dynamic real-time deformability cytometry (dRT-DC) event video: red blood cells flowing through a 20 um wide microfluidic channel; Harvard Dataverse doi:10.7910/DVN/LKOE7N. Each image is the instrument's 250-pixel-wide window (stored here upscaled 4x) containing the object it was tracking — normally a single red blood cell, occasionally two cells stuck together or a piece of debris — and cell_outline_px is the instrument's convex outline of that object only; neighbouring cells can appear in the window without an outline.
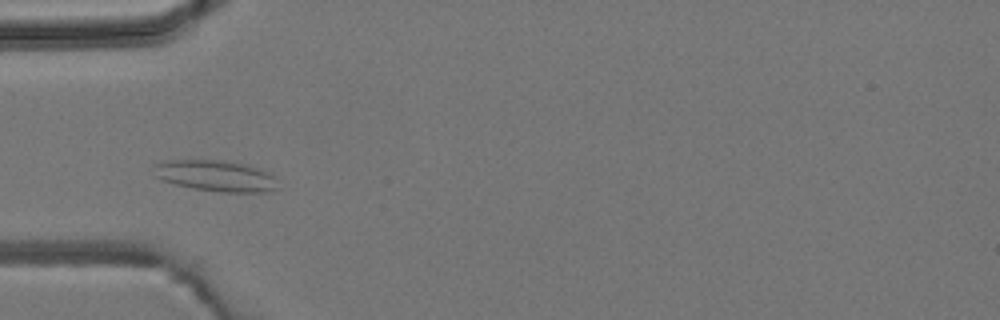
{"species": "common noctule bat (a hibernating species)", "species_latin": "Nyctalus noctula", "temperature_condition": "room temperature", "stored_images_in_passage": 3, "camera_frame_rate_fps": 3000, "um_per_image_px": 0.085, "animal": {"sex": "male", "body_mass_g": 19.2, "forearm_length_mm": 51.8}, "frame": {"image": 1, "passage_image": 3, "time_ms": 2.333, "image_size_px": [1000, 320], "cell_outline_px": [[280, 188], [264, 192], [220, 192], [192, 188], [160, 180], [156, 176], [156, 164], [164, 160], [224, 160], [248, 164], [272, 172]], "centroid_in_image_um": [18.42, 14.94], "position_along_channel_um": 66.6, "area_um2": 22.77}}